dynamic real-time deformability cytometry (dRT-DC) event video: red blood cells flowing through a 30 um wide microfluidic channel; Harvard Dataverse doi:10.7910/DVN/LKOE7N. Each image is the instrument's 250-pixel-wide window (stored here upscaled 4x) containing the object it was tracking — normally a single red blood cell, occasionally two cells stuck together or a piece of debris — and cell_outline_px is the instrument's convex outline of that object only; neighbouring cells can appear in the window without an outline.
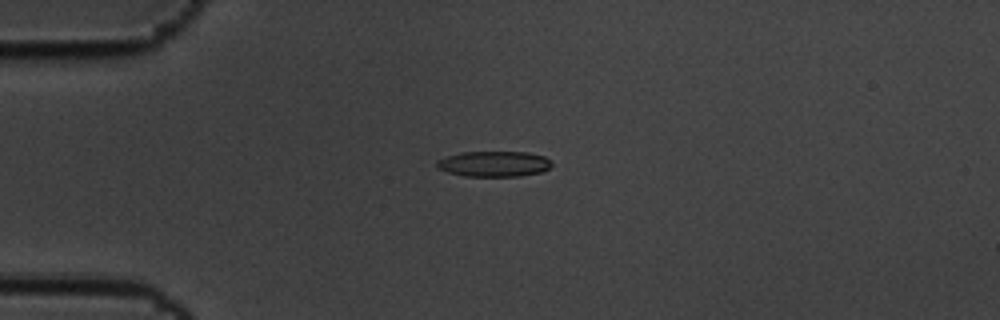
{"species": "common noctule bat (a hibernating species)", "species_latin": "Nyctalus noctula", "temperature_condition": "cold", "stored_images_in_passage": 9, "camera_frame_rate_fps": 3000, "um_per_image_px": 0.085, "animal": {"sex": "male", "body_mass_g": 19.5, "forearm_length_mm": 54.6}, "frame": {"image": 1, "passage_image": 1, "time_ms": 0.0, "image_size_px": [1000, 320], "cell_outline_px": [[552, 164], [548, 168], [540, 172], [520, 176], [464, 176], [448, 172], [436, 168], [436, 160], [460, 152], [528, 152], [544, 156], [552, 160]], "centroid_in_image_um": [41.98, 13.92], "position_along_channel_um": 43.0, "area_um2": 17.17}}
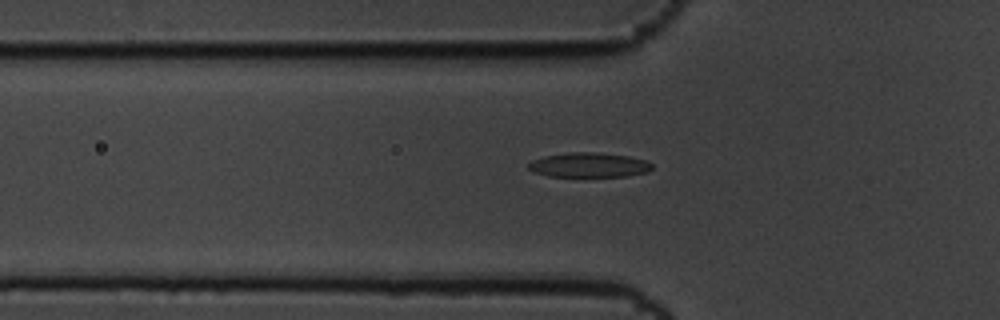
{"frame": {"image": 2, "passage_image": 6, "time_ms": 1.667, "image_size_px": [1000, 320], "cell_outline_px": [[652, 168], [648, 172], [628, 176], [548, 176], [536, 172], [528, 168], [528, 164], [532, 160], [544, 156], [572, 152], [596, 152], [628, 156], [644, 160], [652, 164]], "centroid_in_image_um": [50.07, 14.02], "position_along_channel_um": 75.7, "area_um2": 17.57}}
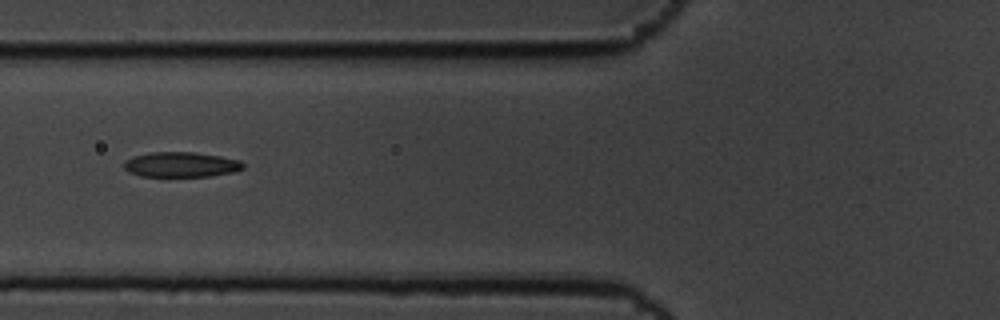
{"frame": {"image": 3, "passage_image": 9, "time_ms": 2.667, "image_size_px": [1000, 320], "cell_outline_px": [[244, 168], [236, 172], [208, 176], [140, 176], [128, 172], [124, 168], [124, 160], [132, 156], [152, 152], [192, 152], [220, 156], [240, 160], [244, 164]], "centroid_in_image_um": [15.38, 13.99], "position_along_channel_um": 110.4, "area_um2": 17.51}}